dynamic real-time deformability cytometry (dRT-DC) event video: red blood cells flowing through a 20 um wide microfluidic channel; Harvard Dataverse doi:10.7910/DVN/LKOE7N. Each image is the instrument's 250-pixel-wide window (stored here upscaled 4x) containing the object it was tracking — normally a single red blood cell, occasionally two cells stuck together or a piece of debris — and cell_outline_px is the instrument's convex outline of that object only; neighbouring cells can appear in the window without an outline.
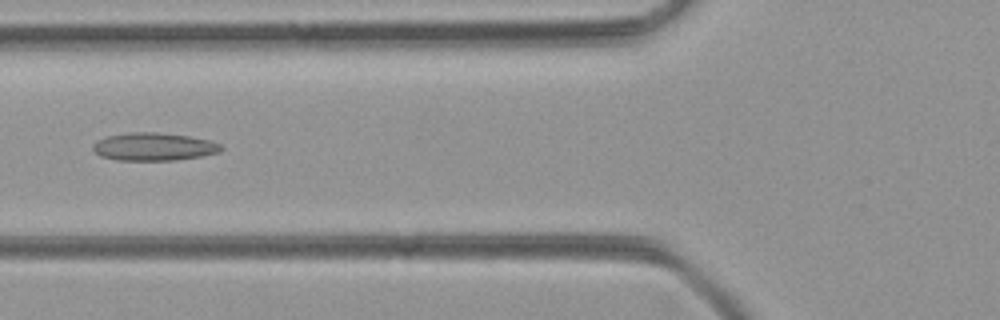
{"species": "common noctule bat (a hibernating species)", "species_latin": "Nyctalus noctula", "temperature_condition": "room temperature", "stored_images_in_passage": 50, "camera_frame_rate_fps": 3000, "um_per_image_px": 0.085, "animal": {"sex": "female", "body_mass_g": 21.9}, "frame": {"image": 1, "passage_image": 19, "time_ms": 6.0, "image_size_px": [1000, 320], "cell_outline_px": [[224, 148], [220, 152], [200, 156], [176, 160], [116, 160], [100, 156], [92, 148], [92, 144], [96, 140], [108, 136], [128, 132], [156, 132], [188, 136], [208, 140], [220, 144]], "centroid_in_image_um": [13.05, 12.47], "position_along_channel_um": 112.8, "area_um2": 20.81}}
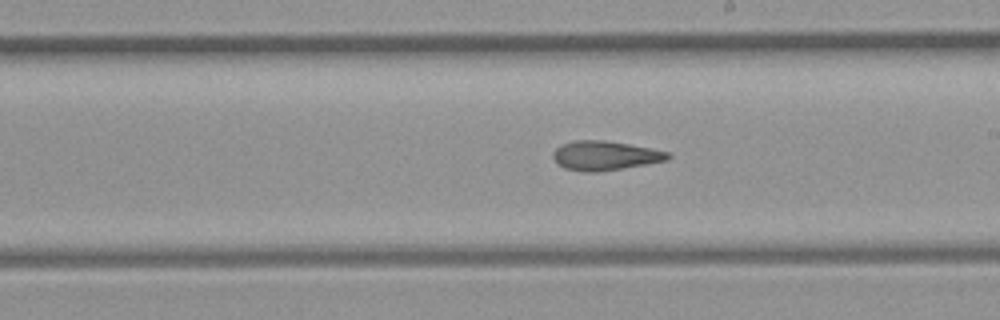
{"frame": {"image": 2, "passage_image": 28, "time_ms": 9.0, "image_size_px": [1000, 320], "cell_outline_px": [[672, 156], [668, 160], [624, 168], [596, 172], [584, 172], [564, 168], [552, 156], [552, 152], [560, 144], [572, 140], [604, 140], [628, 144], [668, 152]], "centroid_in_image_um": [51.4, 13.22], "position_along_channel_um": 237.6, "area_um2": 19.54}}
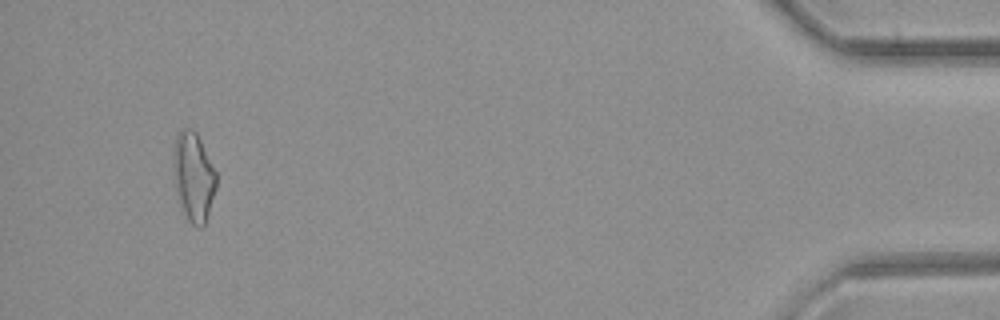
{"frame": {"image": 3, "passage_image": 47, "time_ms": 15.333, "image_size_px": [1000, 320], "cell_outline_px": [[216, 188], [204, 224], [200, 228], [192, 224], [188, 220], [180, 204], [176, 188], [176, 140], [180, 132], [184, 128], [192, 128], [196, 132], [216, 172]], "centroid_in_image_um": [16.5, 15.06], "position_along_channel_um": 418.7, "area_um2": 20.98}}